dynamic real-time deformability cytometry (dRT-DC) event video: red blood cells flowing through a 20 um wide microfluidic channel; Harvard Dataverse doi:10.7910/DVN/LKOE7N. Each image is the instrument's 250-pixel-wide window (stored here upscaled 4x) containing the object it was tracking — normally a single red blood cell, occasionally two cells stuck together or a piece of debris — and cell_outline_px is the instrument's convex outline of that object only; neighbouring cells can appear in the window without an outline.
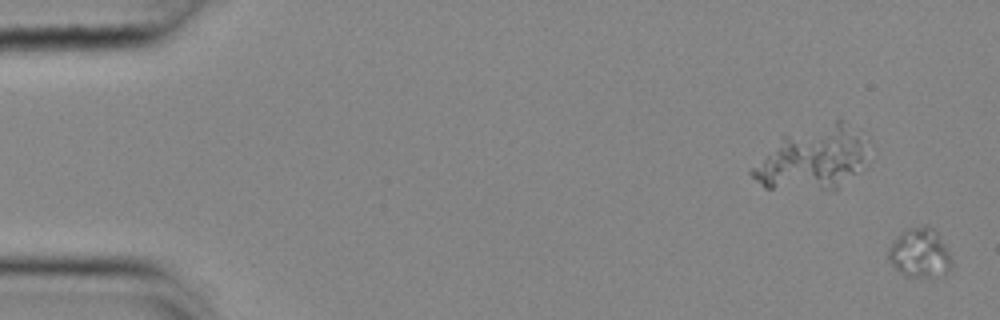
{"species": "common noctule bat (a hibernating species)", "species_latin": "Nyctalus noctula", "temperature_condition": "cold", "stored_images_in_passage": 56, "camera_frame_rate_fps": 3000, "um_per_image_px": 0.085, "animal": {"sex": "female", "body_mass_g": 25.1}, "frame": {"image": 1, "passage_image": 1, "time_ms": 0.0, "image_size_px": [1000, 320], "cell_outline_px": [[952, 264], [944, 272], [928, 276], [904, 276], [892, 264], [888, 256], [888, 248], [900, 232], [904, 228], [928, 224], [936, 232], [944, 244], [952, 260]], "centroid_in_image_um": [78.14, 21.44], "position_along_channel_um": 6.9, "area_um2": 17.8}}
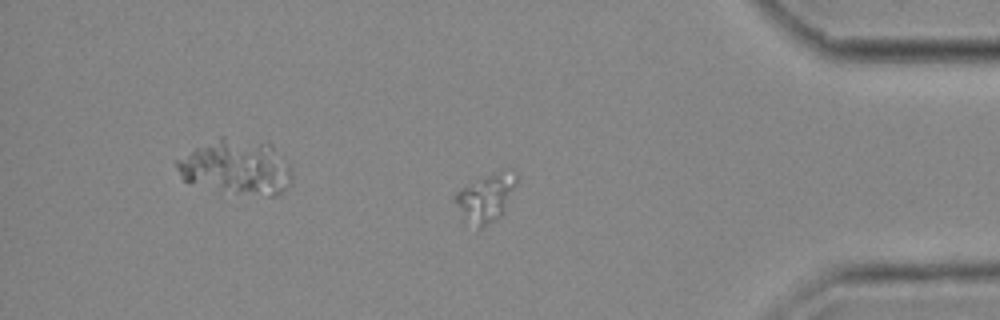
{"frame": {"image": 2, "passage_image": 48, "time_ms": 15.667, "image_size_px": [1000, 320], "cell_outline_px": [[516, 184], [504, 216], [480, 228], [452, 200], [452, 196], [460, 188], [508, 168], [512, 168], [516, 172]], "centroid_in_image_um": [41.4, 16.76], "position_along_channel_um": 393.8, "area_um2": 16.53}}
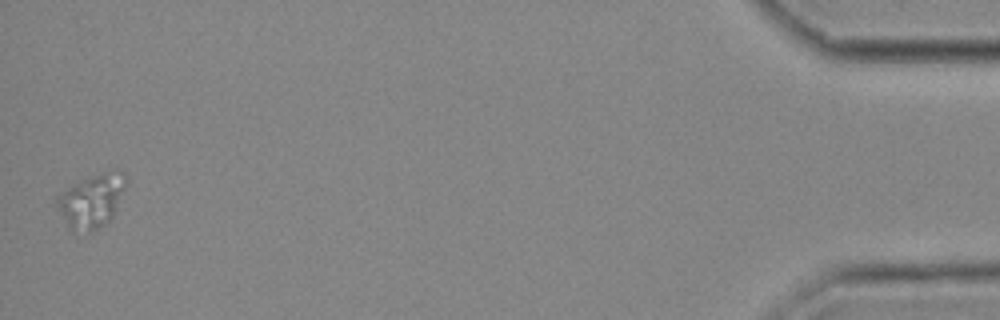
{"frame": {"image": 3, "passage_image": 56, "time_ms": 18.333, "image_size_px": [1000, 320], "cell_outline_px": [[128, 180], [112, 216], [104, 224], [88, 232], [72, 232], [52, 200], [56, 196], [68, 188], [88, 176], [116, 168], [124, 172], [128, 176]], "centroid_in_image_um": [7.78, 17.02], "position_along_channel_um": 427.4, "area_um2": 21.68}}